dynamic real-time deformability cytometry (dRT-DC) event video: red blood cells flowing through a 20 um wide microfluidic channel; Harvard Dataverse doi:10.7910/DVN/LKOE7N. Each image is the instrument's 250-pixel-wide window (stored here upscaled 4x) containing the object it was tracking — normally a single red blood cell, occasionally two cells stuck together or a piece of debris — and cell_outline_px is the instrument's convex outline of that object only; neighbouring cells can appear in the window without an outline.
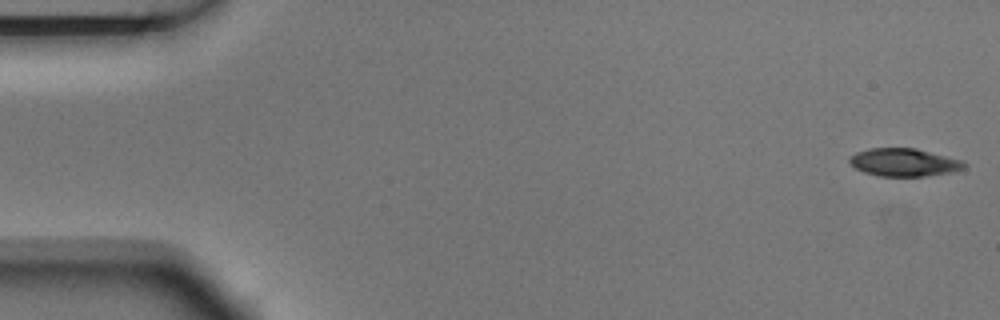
{"species": "Egyptian fruit bat (a non-hibernating species)", "species_latin": "Rousettus aegyptiacus", "temperature_condition": "room temperature", "stored_images_in_passage": 6, "camera_frame_rate_fps": 3000, "um_per_image_px": 0.085, "animal": {"sex": "male"}, "frame": {"image": 1, "passage_image": 1, "time_ms": 0.0, "image_size_px": [1000, 320], "cell_outline_px": [[968, 164], [964, 168], [948, 172], [924, 176], [880, 176], [864, 172], [856, 168], [848, 160], [848, 156], [856, 152], [868, 148], [916, 148], [964, 160]], "centroid_in_image_um": [76.84, 13.78], "position_along_channel_um": 8.2, "area_um2": 18.67}}
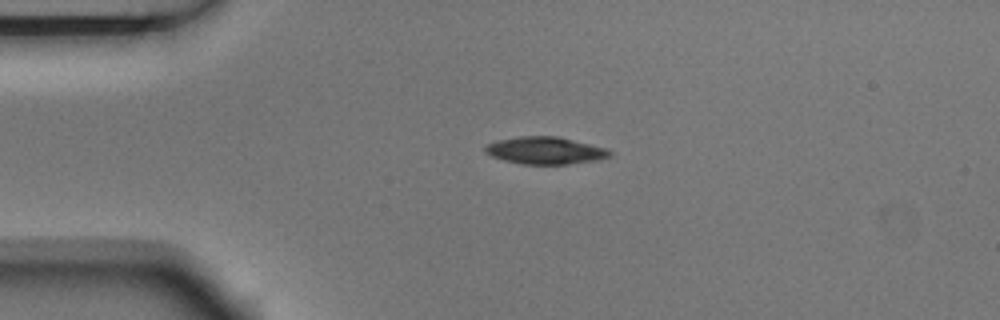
{"frame": {"image": 2, "passage_image": 4, "time_ms": 1.0, "image_size_px": [1000, 320], "cell_outline_px": [[612, 152], [608, 156], [596, 160], [568, 164], [524, 164], [504, 160], [492, 156], [484, 152], [484, 148], [488, 144], [496, 140], [520, 136], [556, 136], [608, 148]], "centroid_in_image_um": [46.33, 12.79], "position_along_channel_um": 38.7, "area_um2": 19.65}}
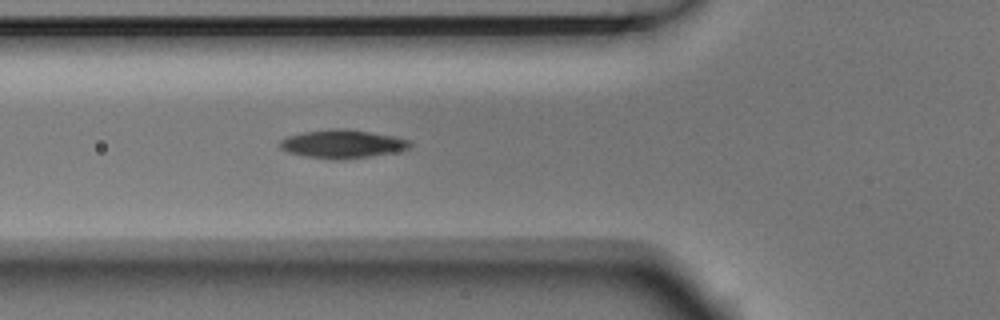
{"frame": {"image": 3, "passage_image": 6, "time_ms": 1.667, "image_size_px": [1000, 320], "cell_outline_px": [[412, 144], [408, 148], [400, 152], [340, 160], [332, 160], [304, 156], [288, 152], [280, 148], [280, 140], [288, 136], [304, 132], [328, 128], [344, 128], [392, 136], [408, 140]], "centroid_in_image_um": [29.09, 12.24], "position_along_channel_um": 96.7, "area_um2": 21.56}}